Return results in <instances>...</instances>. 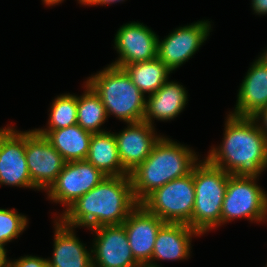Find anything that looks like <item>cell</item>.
Wrapping results in <instances>:
<instances>
[{
  "instance_id": "25",
  "label": "cell",
  "mask_w": 267,
  "mask_h": 267,
  "mask_svg": "<svg viewBox=\"0 0 267 267\" xmlns=\"http://www.w3.org/2000/svg\"><path fill=\"white\" fill-rule=\"evenodd\" d=\"M15 209H0V244L4 245L24 231L28 224L26 216L18 214Z\"/></svg>"
},
{
  "instance_id": "11",
  "label": "cell",
  "mask_w": 267,
  "mask_h": 267,
  "mask_svg": "<svg viewBox=\"0 0 267 267\" xmlns=\"http://www.w3.org/2000/svg\"><path fill=\"white\" fill-rule=\"evenodd\" d=\"M0 184L36 188L25 156V131L0 129Z\"/></svg>"
},
{
  "instance_id": "12",
  "label": "cell",
  "mask_w": 267,
  "mask_h": 267,
  "mask_svg": "<svg viewBox=\"0 0 267 267\" xmlns=\"http://www.w3.org/2000/svg\"><path fill=\"white\" fill-rule=\"evenodd\" d=\"M97 234L93 267H142L134 258L123 225L100 226L91 229ZM97 264V265H96Z\"/></svg>"
},
{
  "instance_id": "3",
  "label": "cell",
  "mask_w": 267,
  "mask_h": 267,
  "mask_svg": "<svg viewBox=\"0 0 267 267\" xmlns=\"http://www.w3.org/2000/svg\"><path fill=\"white\" fill-rule=\"evenodd\" d=\"M197 160L189 148L161 137L150 155L129 173L135 200L140 204L155 189L190 174Z\"/></svg>"
},
{
  "instance_id": "10",
  "label": "cell",
  "mask_w": 267,
  "mask_h": 267,
  "mask_svg": "<svg viewBox=\"0 0 267 267\" xmlns=\"http://www.w3.org/2000/svg\"><path fill=\"white\" fill-rule=\"evenodd\" d=\"M211 30L208 21L179 27L164 40L158 38L157 58L171 71L186 62L207 39Z\"/></svg>"
},
{
  "instance_id": "29",
  "label": "cell",
  "mask_w": 267,
  "mask_h": 267,
  "mask_svg": "<svg viewBox=\"0 0 267 267\" xmlns=\"http://www.w3.org/2000/svg\"><path fill=\"white\" fill-rule=\"evenodd\" d=\"M81 4L85 5H102V4H112L116 2H120L123 0H79Z\"/></svg>"
},
{
  "instance_id": "20",
  "label": "cell",
  "mask_w": 267,
  "mask_h": 267,
  "mask_svg": "<svg viewBox=\"0 0 267 267\" xmlns=\"http://www.w3.org/2000/svg\"><path fill=\"white\" fill-rule=\"evenodd\" d=\"M61 154L66 162L85 160L90 147L91 132L78 124L57 130H37Z\"/></svg>"
},
{
  "instance_id": "6",
  "label": "cell",
  "mask_w": 267,
  "mask_h": 267,
  "mask_svg": "<svg viewBox=\"0 0 267 267\" xmlns=\"http://www.w3.org/2000/svg\"><path fill=\"white\" fill-rule=\"evenodd\" d=\"M195 201L192 172L184 177L169 181L155 189L140 204L164 222L184 223L191 227Z\"/></svg>"
},
{
  "instance_id": "19",
  "label": "cell",
  "mask_w": 267,
  "mask_h": 267,
  "mask_svg": "<svg viewBox=\"0 0 267 267\" xmlns=\"http://www.w3.org/2000/svg\"><path fill=\"white\" fill-rule=\"evenodd\" d=\"M143 121L152 125V118L170 120L177 117L187 104V93L182 85L166 81L148 96Z\"/></svg>"
},
{
  "instance_id": "22",
  "label": "cell",
  "mask_w": 267,
  "mask_h": 267,
  "mask_svg": "<svg viewBox=\"0 0 267 267\" xmlns=\"http://www.w3.org/2000/svg\"><path fill=\"white\" fill-rule=\"evenodd\" d=\"M122 69L128 74L131 81L144 94L149 96L155 93L166 81L172 72L160 59L138 62L125 65Z\"/></svg>"
},
{
  "instance_id": "26",
  "label": "cell",
  "mask_w": 267,
  "mask_h": 267,
  "mask_svg": "<svg viewBox=\"0 0 267 267\" xmlns=\"http://www.w3.org/2000/svg\"><path fill=\"white\" fill-rule=\"evenodd\" d=\"M9 267H49L48 259L36 256H25L16 261L9 262Z\"/></svg>"
},
{
  "instance_id": "7",
  "label": "cell",
  "mask_w": 267,
  "mask_h": 267,
  "mask_svg": "<svg viewBox=\"0 0 267 267\" xmlns=\"http://www.w3.org/2000/svg\"><path fill=\"white\" fill-rule=\"evenodd\" d=\"M256 179L229 174L221 223L242 217L257 222L267 218V194L255 183Z\"/></svg>"
},
{
  "instance_id": "30",
  "label": "cell",
  "mask_w": 267,
  "mask_h": 267,
  "mask_svg": "<svg viewBox=\"0 0 267 267\" xmlns=\"http://www.w3.org/2000/svg\"><path fill=\"white\" fill-rule=\"evenodd\" d=\"M6 252L4 245L0 244V267H9L10 261L7 260Z\"/></svg>"
},
{
  "instance_id": "15",
  "label": "cell",
  "mask_w": 267,
  "mask_h": 267,
  "mask_svg": "<svg viewBox=\"0 0 267 267\" xmlns=\"http://www.w3.org/2000/svg\"><path fill=\"white\" fill-rule=\"evenodd\" d=\"M118 155L122 167L131 173L152 152L154 145L161 136L154 135L152 125L142 121L128 123V127L119 134H115Z\"/></svg>"
},
{
  "instance_id": "17",
  "label": "cell",
  "mask_w": 267,
  "mask_h": 267,
  "mask_svg": "<svg viewBox=\"0 0 267 267\" xmlns=\"http://www.w3.org/2000/svg\"><path fill=\"white\" fill-rule=\"evenodd\" d=\"M237 96L232 115L252 117L267 107V64L260 58L249 68Z\"/></svg>"
},
{
  "instance_id": "21",
  "label": "cell",
  "mask_w": 267,
  "mask_h": 267,
  "mask_svg": "<svg viewBox=\"0 0 267 267\" xmlns=\"http://www.w3.org/2000/svg\"><path fill=\"white\" fill-rule=\"evenodd\" d=\"M106 176H124L129 173L122 167L113 133H93L85 159Z\"/></svg>"
},
{
  "instance_id": "4",
  "label": "cell",
  "mask_w": 267,
  "mask_h": 267,
  "mask_svg": "<svg viewBox=\"0 0 267 267\" xmlns=\"http://www.w3.org/2000/svg\"><path fill=\"white\" fill-rule=\"evenodd\" d=\"M89 78L86 83L102 100L107 116L113 114L127 124L143 121L147 99L122 68L108 65Z\"/></svg>"
},
{
  "instance_id": "16",
  "label": "cell",
  "mask_w": 267,
  "mask_h": 267,
  "mask_svg": "<svg viewBox=\"0 0 267 267\" xmlns=\"http://www.w3.org/2000/svg\"><path fill=\"white\" fill-rule=\"evenodd\" d=\"M200 235L188 224L165 222L155 239L151 262L146 267H159L156 260H182L190 254L191 238Z\"/></svg>"
},
{
  "instance_id": "9",
  "label": "cell",
  "mask_w": 267,
  "mask_h": 267,
  "mask_svg": "<svg viewBox=\"0 0 267 267\" xmlns=\"http://www.w3.org/2000/svg\"><path fill=\"white\" fill-rule=\"evenodd\" d=\"M106 177L86 160L66 162L56 181L48 189V197L69 207Z\"/></svg>"
},
{
  "instance_id": "23",
  "label": "cell",
  "mask_w": 267,
  "mask_h": 267,
  "mask_svg": "<svg viewBox=\"0 0 267 267\" xmlns=\"http://www.w3.org/2000/svg\"><path fill=\"white\" fill-rule=\"evenodd\" d=\"M85 87L84 94L77 97V124L91 133L104 132L99 129L107 119L104 104L87 83Z\"/></svg>"
},
{
  "instance_id": "13",
  "label": "cell",
  "mask_w": 267,
  "mask_h": 267,
  "mask_svg": "<svg viewBox=\"0 0 267 267\" xmlns=\"http://www.w3.org/2000/svg\"><path fill=\"white\" fill-rule=\"evenodd\" d=\"M114 43L120 57L112 66L122 68L157 58L158 36L143 23L132 22L120 27Z\"/></svg>"
},
{
  "instance_id": "24",
  "label": "cell",
  "mask_w": 267,
  "mask_h": 267,
  "mask_svg": "<svg viewBox=\"0 0 267 267\" xmlns=\"http://www.w3.org/2000/svg\"><path fill=\"white\" fill-rule=\"evenodd\" d=\"M77 124V96L65 94L58 96L52 106L48 129L57 130Z\"/></svg>"
},
{
  "instance_id": "28",
  "label": "cell",
  "mask_w": 267,
  "mask_h": 267,
  "mask_svg": "<svg viewBox=\"0 0 267 267\" xmlns=\"http://www.w3.org/2000/svg\"><path fill=\"white\" fill-rule=\"evenodd\" d=\"M252 7L257 14H267V0H252Z\"/></svg>"
},
{
  "instance_id": "1",
  "label": "cell",
  "mask_w": 267,
  "mask_h": 267,
  "mask_svg": "<svg viewBox=\"0 0 267 267\" xmlns=\"http://www.w3.org/2000/svg\"><path fill=\"white\" fill-rule=\"evenodd\" d=\"M139 205L129 175L106 176L97 186L72 203L59 219L69 227L122 225Z\"/></svg>"
},
{
  "instance_id": "5",
  "label": "cell",
  "mask_w": 267,
  "mask_h": 267,
  "mask_svg": "<svg viewBox=\"0 0 267 267\" xmlns=\"http://www.w3.org/2000/svg\"><path fill=\"white\" fill-rule=\"evenodd\" d=\"M229 174L206 159L193 167L195 201L191 228L199 234L221 225V209Z\"/></svg>"
},
{
  "instance_id": "8",
  "label": "cell",
  "mask_w": 267,
  "mask_h": 267,
  "mask_svg": "<svg viewBox=\"0 0 267 267\" xmlns=\"http://www.w3.org/2000/svg\"><path fill=\"white\" fill-rule=\"evenodd\" d=\"M25 156L31 181L38 190H48L66 163L48 139L36 129L25 132Z\"/></svg>"
},
{
  "instance_id": "31",
  "label": "cell",
  "mask_w": 267,
  "mask_h": 267,
  "mask_svg": "<svg viewBox=\"0 0 267 267\" xmlns=\"http://www.w3.org/2000/svg\"><path fill=\"white\" fill-rule=\"evenodd\" d=\"M43 1H44V3H45L46 5L51 6V5H54V4H58L59 2H61V1H63V0H43Z\"/></svg>"
},
{
  "instance_id": "27",
  "label": "cell",
  "mask_w": 267,
  "mask_h": 267,
  "mask_svg": "<svg viewBox=\"0 0 267 267\" xmlns=\"http://www.w3.org/2000/svg\"><path fill=\"white\" fill-rule=\"evenodd\" d=\"M257 122L258 119H262L263 122L262 124L264 125H258L260 128V131L263 133V135L266 137L267 139V107H264L262 109H260L254 116H252ZM264 126V127H263Z\"/></svg>"
},
{
  "instance_id": "2",
  "label": "cell",
  "mask_w": 267,
  "mask_h": 267,
  "mask_svg": "<svg viewBox=\"0 0 267 267\" xmlns=\"http://www.w3.org/2000/svg\"><path fill=\"white\" fill-rule=\"evenodd\" d=\"M253 117L229 114L223 144L206 160L230 175L258 177L267 167V139Z\"/></svg>"
},
{
  "instance_id": "14",
  "label": "cell",
  "mask_w": 267,
  "mask_h": 267,
  "mask_svg": "<svg viewBox=\"0 0 267 267\" xmlns=\"http://www.w3.org/2000/svg\"><path fill=\"white\" fill-rule=\"evenodd\" d=\"M164 223L157 215L149 213L141 204L122 223L132 254L142 267H146L151 262L156 235Z\"/></svg>"
},
{
  "instance_id": "18",
  "label": "cell",
  "mask_w": 267,
  "mask_h": 267,
  "mask_svg": "<svg viewBox=\"0 0 267 267\" xmlns=\"http://www.w3.org/2000/svg\"><path fill=\"white\" fill-rule=\"evenodd\" d=\"M73 227L60 220L55 224L54 252L49 267H93V256L78 240Z\"/></svg>"
},
{
  "instance_id": "32",
  "label": "cell",
  "mask_w": 267,
  "mask_h": 267,
  "mask_svg": "<svg viewBox=\"0 0 267 267\" xmlns=\"http://www.w3.org/2000/svg\"><path fill=\"white\" fill-rule=\"evenodd\" d=\"M265 64H267V51L259 57Z\"/></svg>"
}]
</instances>
